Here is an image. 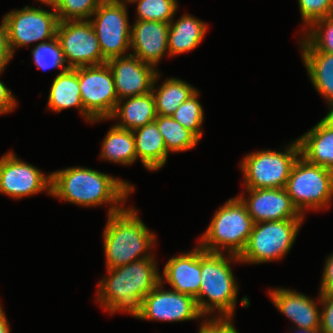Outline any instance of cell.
<instances>
[{
    "label": "cell",
    "mask_w": 333,
    "mask_h": 333,
    "mask_svg": "<svg viewBox=\"0 0 333 333\" xmlns=\"http://www.w3.org/2000/svg\"><path fill=\"white\" fill-rule=\"evenodd\" d=\"M323 271L320 292L333 293V253L326 260Z\"/></svg>",
    "instance_id": "obj_38"
},
{
    "label": "cell",
    "mask_w": 333,
    "mask_h": 333,
    "mask_svg": "<svg viewBox=\"0 0 333 333\" xmlns=\"http://www.w3.org/2000/svg\"><path fill=\"white\" fill-rule=\"evenodd\" d=\"M154 260L145 258L107 269L109 276L99 283L97 301L111 314L121 310L134 315L145 296L161 282Z\"/></svg>",
    "instance_id": "obj_2"
},
{
    "label": "cell",
    "mask_w": 333,
    "mask_h": 333,
    "mask_svg": "<svg viewBox=\"0 0 333 333\" xmlns=\"http://www.w3.org/2000/svg\"><path fill=\"white\" fill-rule=\"evenodd\" d=\"M41 3H45V5L51 6L53 8V11L55 10V8L57 7L58 4V0H38Z\"/></svg>",
    "instance_id": "obj_42"
},
{
    "label": "cell",
    "mask_w": 333,
    "mask_h": 333,
    "mask_svg": "<svg viewBox=\"0 0 333 333\" xmlns=\"http://www.w3.org/2000/svg\"><path fill=\"white\" fill-rule=\"evenodd\" d=\"M136 20L170 23L177 9V0H136Z\"/></svg>",
    "instance_id": "obj_31"
},
{
    "label": "cell",
    "mask_w": 333,
    "mask_h": 333,
    "mask_svg": "<svg viewBox=\"0 0 333 333\" xmlns=\"http://www.w3.org/2000/svg\"><path fill=\"white\" fill-rule=\"evenodd\" d=\"M159 76V73H157L152 87L156 112L157 115L171 116L178 109L179 105L191 97L197 90L190 84L176 78L166 79L162 86L156 90L154 86Z\"/></svg>",
    "instance_id": "obj_26"
},
{
    "label": "cell",
    "mask_w": 333,
    "mask_h": 333,
    "mask_svg": "<svg viewBox=\"0 0 333 333\" xmlns=\"http://www.w3.org/2000/svg\"><path fill=\"white\" fill-rule=\"evenodd\" d=\"M31 52L34 63L39 69H68V67L65 66L62 48L57 37L50 39L47 42L43 41L38 43Z\"/></svg>",
    "instance_id": "obj_32"
},
{
    "label": "cell",
    "mask_w": 333,
    "mask_h": 333,
    "mask_svg": "<svg viewBox=\"0 0 333 333\" xmlns=\"http://www.w3.org/2000/svg\"><path fill=\"white\" fill-rule=\"evenodd\" d=\"M2 71H0V74ZM16 101L11 91L0 81V114L9 113L16 107Z\"/></svg>",
    "instance_id": "obj_39"
},
{
    "label": "cell",
    "mask_w": 333,
    "mask_h": 333,
    "mask_svg": "<svg viewBox=\"0 0 333 333\" xmlns=\"http://www.w3.org/2000/svg\"><path fill=\"white\" fill-rule=\"evenodd\" d=\"M124 104L118 101L110 119L121 118L117 127L134 130L153 122L157 118L152 91L143 95L125 98Z\"/></svg>",
    "instance_id": "obj_23"
},
{
    "label": "cell",
    "mask_w": 333,
    "mask_h": 333,
    "mask_svg": "<svg viewBox=\"0 0 333 333\" xmlns=\"http://www.w3.org/2000/svg\"><path fill=\"white\" fill-rule=\"evenodd\" d=\"M48 107L55 112L77 107L86 120H95L85 111L79 88L78 68L62 69L53 80L48 97Z\"/></svg>",
    "instance_id": "obj_21"
},
{
    "label": "cell",
    "mask_w": 333,
    "mask_h": 333,
    "mask_svg": "<svg viewBox=\"0 0 333 333\" xmlns=\"http://www.w3.org/2000/svg\"><path fill=\"white\" fill-rule=\"evenodd\" d=\"M285 190L302 215L306 208H326L333 196V171L309 163L299 156L292 167Z\"/></svg>",
    "instance_id": "obj_6"
},
{
    "label": "cell",
    "mask_w": 333,
    "mask_h": 333,
    "mask_svg": "<svg viewBox=\"0 0 333 333\" xmlns=\"http://www.w3.org/2000/svg\"><path fill=\"white\" fill-rule=\"evenodd\" d=\"M161 282L142 300L140 308L133 315L144 320L179 322L198 319L203 316L193 296L162 289Z\"/></svg>",
    "instance_id": "obj_12"
},
{
    "label": "cell",
    "mask_w": 333,
    "mask_h": 333,
    "mask_svg": "<svg viewBox=\"0 0 333 333\" xmlns=\"http://www.w3.org/2000/svg\"><path fill=\"white\" fill-rule=\"evenodd\" d=\"M102 159L129 165L137 160L132 130L112 126L102 143Z\"/></svg>",
    "instance_id": "obj_27"
},
{
    "label": "cell",
    "mask_w": 333,
    "mask_h": 333,
    "mask_svg": "<svg viewBox=\"0 0 333 333\" xmlns=\"http://www.w3.org/2000/svg\"><path fill=\"white\" fill-rule=\"evenodd\" d=\"M165 282L174 291L191 295L199 299L201 284V246L188 253L172 257L163 269Z\"/></svg>",
    "instance_id": "obj_18"
},
{
    "label": "cell",
    "mask_w": 333,
    "mask_h": 333,
    "mask_svg": "<svg viewBox=\"0 0 333 333\" xmlns=\"http://www.w3.org/2000/svg\"><path fill=\"white\" fill-rule=\"evenodd\" d=\"M330 106L329 113L321 120L326 126L333 129V101L328 103Z\"/></svg>",
    "instance_id": "obj_41"
},
{
    "label": "cell",
    "mask_w": 333,
    "mask_h": 333,
    "mask_svg": "<svg viewBox=\"0 0 333 333\" xmlns=\"http://www.w3.org/2000/svg\"><path fill=\"white\" fill-rule=\"evenodd\" d=\"M254 222L237 196L229 199L213 216L199 244L205 251L240 256L245 250ZM222 250L220 251V247Z\"/></svg>",
    "instance_id": "obj_5"
},
{
    "label": "cell",
    "mask_w": 333,
    "mask_h": 333,
    "mask_svg": "<svg viewBox=\"0 0 333 333\" xmlns=\"http://www.w3.org/2000/svg\"><path fill=\"white\" fill-rule=\"evenodd\" d=\"M322 333L321 331H320V329H314V330H310V329H299L298 328V332L297 333Z\"/></svg>",
    "instance_id": "obj_43"
},
{
    "label": "cell",
    "mask_w": 333,
    "mask_h": 333,
    "mask_svg": "<svg viewBox=\"0 0 333 333\" xmlns=\"http://www.w3.org/2000/svg\"><path fill=\"white\" fill-rule=\"evenodd\" d=\"M246 189L250 197L247 200L243 196L238 197L246 205L254 223L303 219L285 188Z\"/></svg>",
    "instance_id": "obj_16"
},
{
    "label": "cell",
    "mask_w": 333,
    "mask_h": 333,
    "mask_svg": "<svg viewBox=\"0 0 333 333\" xmlns=\"http://www.w3.org/2000/svg\"><path fill=\"white\" fill-rule=\"evenodd\" d=\"M9 332H10V327L8 324V320L0 304V333H9Z\"/></svg>",
    "instance_id": "obj_40"
},
{
    "label": "cell",
    "mask_w": 333,
    "mask_h": 333,
    "mask_svg": "<svg viewBox=\"0 0 333 333\" xmlns=\"http://www.w3.org/2000/svg\"><path fill=\"white\" fill-rule=\"evenodd\" d=\"M132 132L137 159L140 158L144 167L150 171L162 168L166 163L168 151L157 124L153 121Z\"/></svg>",
    "instance_id": "obj_22"
},
{
    "label": "cell",
    "mask_w": 333,
    "mask_h": 333,
    "mask_svg": "<svg viewBox=\"0 0 333 333\" xmlns=\"http://www.w3.org/2000/svg\"><path fill=\"white\" fill-rule=\"evenodd\" d=\"M12 57L13 53L9 45L7 24L5 17H3L0 25V71L5 69V66L9 63Z\"/></svg>",
    "instance_id": "obj_37"
},
{
    "label": "cell",
    "mask_w": 333,
    "mask_h": 333,
    "mask_svg": "<svg viewBox=\"0 0 333 333\" xmlns=\"http://www.w3.org/2000/svg\"><path fill=\"white\" fill-rule=\"evenodd\" d=\"M230 256L226 258L223 253L207 252L201 247V284L196 303L203 316L217 309L222 314L218 318H233L238 284L230 263L240 259L236 255Z\"/></svg>",
    "instance_id": "obj_4"
},
{
    "label": "cell",
    "mask_w": 333,
    "mask_h": 333,
    "mask_svg": "<svg viewBox=\"0 0 333 333\" xmlns=\"http://www.w3.org/2000/svg\"><path fill=\"white\" fill-rule=\"evenodd\" d=\"M154 122L162 135L168 153L192 149L200 141L171 116L157 115Z\"/></svg>",
    "instance_id": "obj_28"
},
{
    "label": "cell",
    "mask_w": 333,
    "mask_h": 333,
    "mask_svg": "<svg viewBox=\"0 0 333 333\" xmlns=\"http://www.w3.org/2000/svg\"><path fill=\"white\" fill-rule=\"evenodd\" d=\"M285 152L260 150L246 155L241 162L246 188H285L293 165L300 156L298 141Z\"/></svg>",
    "instance_id": "obj_8"
},
{
    "label": "cell",
    "mask_w": 333,
    "mask_h": 333,
    "mask_svg": "<svg viewBox=\"0 0 333 333\" xmlns=\"http://www.w3.org/2000/svg\"><path fill=\"white\" fill-rule=\"evenodd\" d=\"M276 308L287 316L297 329H320V315L316 302L293 290L277 288L269 291Z\"/></svg>",
    "instance_id": "obj_19"
},
{
    "label": "cell",
    "mask_w": 333,
    "mask_h": 333,
    "mask_svg": "<svg viewBox=\"0 0 333 333\" xmlns=\"http://www.w3.org/2000/svg\"><path fill=\"white\" fill-rule=\"evenodd\" d=\"M198 94L197 90L191 97L181 103L171 117L200 140L202 137L201 125L204 120V112L202 105L198 102Z\"/></svg>",
    "instance_id": "obj_30"
},
{
    "label": "cell",
    "mask_w": 333,
    "mask_h": 333,
    "mask_svg": "<svg viewBox=\"0 0 333 333\" xmlns=\"http://www.w3.org/2000/svg\"><path fill=\"white\" fill-rule=\"evenodd\" d=\"M298 3L307 28L315 20L333 15V0H298Z\"/></svg>",
    "instance_id": "obj_34"
},
{
    "label": "cell",
    "mask_w": 333,
    "mask_h": 333,
    "mask_svg": "<svg viewBox=\"0 0 333 333\" xmlns=\"http://www.w3.org/2000/svg\"><path fill=\"white\" fill-rule=\"evenodd\" d=\"M110 67L117 97L119 101L152 91L153 83L157 75L155 67L143 63L132 54L114 57L106 62Z\"/></svg>",
    "instance_id": "obj_15"
},
{
    "label": "cell",
    "mask_w": 333,
    "mask_h": 333,
    "mask_svg": "<svg viewBox=\"0 0 333 333\" xmlns=\"http://www.w3.org/2000/svg\"><path fill=\"white\" fill-rule=\"evenodd\" d=\"M302 60L315 89L333 101V54L318 50H302Z\"/></svg>",
    "instance_id": "obj_25"
},
{
    "label": "cell",
    "mask_w": 333,
    "mask_h": 333,
    "mask_svg": "<svg viewBox=\"0 0 333 333\" xmlns=\"http://www.w3.org/2000/svg\"><path fill=\"white\" fill-rule=\"evenodd\" d=\"M78 78L85 111L94 122L110 119L119 100L108 64L78 67Z\"/></svg>",
    "instance_id": "obj_9"
},
{
    "label": "cell",
    "mask_w": 333,
    "mask_h": 333,
    "mask_svg": "<svg viewBox=\"0 0 333 333\" xmlns=\"http://www.w3.org/2000/svg\"><path fill=\"white\" fill-rule=\"evenodd\" d=\"M56 37L68 68L75 69L107 62L89 19L59 21Z\"/></svg>",
    "instance_id": "obj_10"
},
{
    "label": "cell",
    "mask_w": 333,
    "mask_h": 333,
    "mask_svg": "<svg viewBox=\"0 0 333 333\" xmlns=\"http://www.w3.org/2000/svg\"><path fill=\"white\" fill-rule=\"evenodd\" d=\"M207 24L189 15L169 23L168 51L170 56L195 49L206 34Z\"/></svg>",
    "instance_id": "obj_24"
},
{
    "label": "cell",
    "mask_w": 333,
    "mask_h": 333,
    "mask_svg": "<svg viewBox=\"0 0 333 333\" xmlns=\"http://www.w3.org/2000/svg\"><path fill=\"white\" fill-rule=\"evenodd\" d=\"M297 141L301 157L309 163L333 171V129L320 120Z\"/></svg>",
    "instance_id": "obj_20"
},
{
    "label": "cell",
    "mask_w": 333,
    "mask_h": 333,
    "mask_svg": "<svg viewBox=\"0 0 333 333\" xmlns=\"http://www.w3.org/2000/svg\"><path fill=\"white\" fill-rule=\"evenodd\" d=\"M131 28L130 47L143 63L155 67L168 51L169 23L135 20Z\"/></svg>",
    "instance_id": "obj_17"
},
{
    "label": "cell",
    "mask_w": 333,
    "mask_h": 333,
    "mask_svg": "<svg viewBox=\"0 0 333 333\" xmlns=\"http://www.w3.org/2000/svg\"><path fill=\"white\" fill-rule=\"evenodd\" d=\"M102 0H58L55 12L59 21L88 20Z\"/></svg>",
    "instance_id": "obj_33"
},
{
    "label": "cell",
    "mask_w": 333,
    "mask_h": 333,
    "mask_svg": "<svg viewBox=\"0 0 333 333\" xmlns=\"http://www.w3.org/2000/svg\"><path fill=\"white\" fill-rule=\"evenodd\" d=\"M112 1L125 5V2L126 3H128V2H131V3L133 2L134 3L136 0H121V1L120 0H112Z\"/></svg>",
    "instance_id": "obj_44"
},
{
    "label": "cell",
    "mask_w": 333,
    "mask_h": 333,
    "mask_svg": "<svg viewBox=\"0 0 333 333\" xmlns=\"http://www.w3.org/2000/svg\"><path fill=\"white\" fill-rule=\"evenodd\" d=\"M135 211L132 207L108 214L103 233L107 269L153 258L150 253L145 252L152 247L156 236L148 230Z\"/></svg>",
    "instance_id": "obj_3"
},
{
    "label": "cell",
    "mask_w": 333,
    "mask_h": 333,
    "mask_svg": "<svg viewBox=\"0 0 333 333\" xmlns=\"http://www.w3.org/2000/svg\"><path fill=\"white\" fill-rule=\"evenodd\" d=\"M231 320V318L213 317L202 324L198 333H238Z\"/></svg>",
    "instance_id": "obj_36"
},
{
    "label": "cell",
    "mask_w": 333,
    "mask_h": 333,
    "mask_svg": "<svg viewBox=\"0 0 333 333\" xmlns=\"http://www.w3.org/2000/svg\"><path fill=\"white\" fill-rule=\"evenodd\" d=\"M9 45L12 53L16 47L26 46L40 40L56 37L59 24L58 15L39 8L26 6L21 10L6 14Z\"/></svg>",
    "instance_id": "obj_13"
},
{
    "label": "cell",
    "mask_w": 333,
    "mask_h": 333,
    "mask_svg": "<svg viewBox=\"0 0 333 333\" xmlns=\"http://www.w3.org/2000/svg\"><path fill=\"white\" fill-rule=\"evenodd\" d=\"M132 191L133 185L90 168L70 167L51 173L52 196L87 207L113 204L108 214L122 210L120 204Z\"/></svg>",
    "instance_id": "obj_1"
},
{
    "label": "cell",
    "mask_w": 333,
    "mask_h": 333,
    "mask_svg": "<svg viewBox=\"0 0 333 333\" xmlns=\"http://www.w3.org/2000/svg\"><path fill=\"white\" fill-rule=\"evenodd\" d=\"M303 219L254 223L240 262L265 263L278 260L290 251Z\"/></svg>",
    "instance_id": "obj_7"
},
{
    "label": "cell",
    "mask_w": 333,
    "mask_h": 333,
    "mask_svg": "<svg viewBox=\"0 0 333 333\" xmlns=\"http://www.w3.org/2000/svg\"><path fill=\"white\" fill-rule=\"evenodd\" d=\"M89 19L106 60L125 56L130 48L131 29L128 23L126 5L112 0H102Z\"/></svg>",
    "instance_id": "obj_11"
},
{
    "label": "cell",
    "mask_w": 333,
    "mask_h": 333,
    "mask_svg": "<svg viewBox=\"0 0 333 333\" xmlns=\"http://www.w3.org/2000/svg\"><path fill=\"white\" fill-rule=\"evenodd\" d=\"M320 302L324 306L320 315V331L333 333V293L320 292Z\"/></svg>",
    "instance_id": "obj_35"
},
{
    "label": "cell",
    "mask_w": 333,
    "mask_h": 333,
    "mask_svg": "<svg viewBox=\"0 0 333 333\" xmlns=\"http://www.w3.org/2000/svg\"><path fill=\"white\" fill-rule=\"evenodd\" d=\"M51 195V174L44 175L36 167L6 153L0 159V193L20 199L41 191Z\"/></svg>",
    "instance_id": "obj_14"
},
{
    "label": "cell",
    "mask_w": 333,
    "mask_h": 333,
    "mask_svg": "<svg viewBox=\"0 0 333 333\" xmlns=\"http://www.w3.org/2000/svg\"><path fill=\"white\" fill-rule=\"evenodd\" d=\"M306 28L302 50H318L333 54V15L315 20ZM309 30V31H308Z\"/></svg>",
    "instance_id": "obj_29"
}]
</instances>
